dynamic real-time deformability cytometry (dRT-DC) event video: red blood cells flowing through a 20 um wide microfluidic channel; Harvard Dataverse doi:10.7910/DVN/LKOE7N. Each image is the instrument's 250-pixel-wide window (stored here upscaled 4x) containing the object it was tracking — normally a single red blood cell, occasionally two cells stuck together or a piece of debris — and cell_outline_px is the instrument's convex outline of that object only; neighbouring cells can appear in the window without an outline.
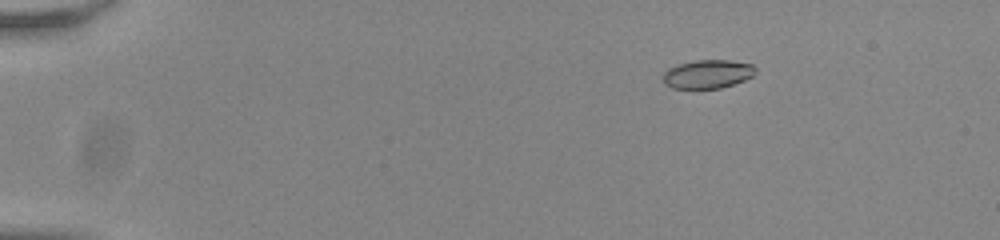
{"species": "common noctule bat (a hibernating species)", "species_latin": "Nyctalus noctula", "temperature_condition": "room temperature", "stored_images_in_passage": 47, "camera_frame_rate_fps": 3000, "um_per_image_px": 0.085, "animal": {"sex": "male", "body_mass_g": 20.0, "forearm_length_mm": 53.3}, "frame": {"image": 1, "passage_image": 1, "time_ms": 0.0, "image_size_px": [1000, 240], "cell_outline_px": [[756, 72], [752, 76], [744, 80], [720, 88], [672, 88], [664, 84], [664, 72], [668, 68], [680, 64], [696, 60], [728, 60], [752, 64], [756, 68]], "centroid_in_image_um": [60.16, 6.29], "position_along_channel_um": 24.8, "area_um2": 15.26}}
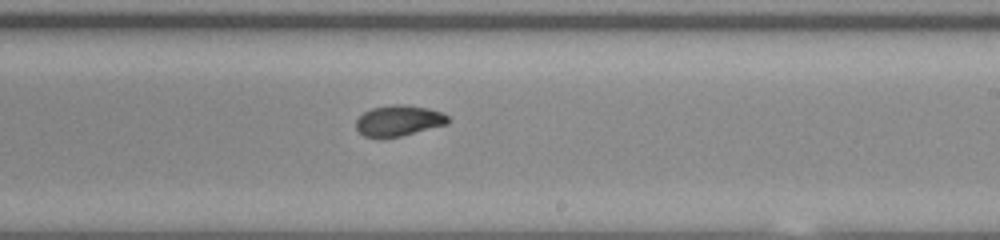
{"frame": {"image": 2, "passage_image": 27, "time_ms": 8.667, "image_size_px": [1000, 240], "cell_outline_px": [[452, 120], [448, 124], [400, 136], [380, 140], [364, 136], [356, 128], [356, 120], [364, 112], [372, 108], [392, 104], [408, 104], [428, 108], [440, 112], [448, 116]], "centroid_in_image_um": [33.89, 10.27], "position_along_channel_um": 255.1, "area_um2": 16.88}}
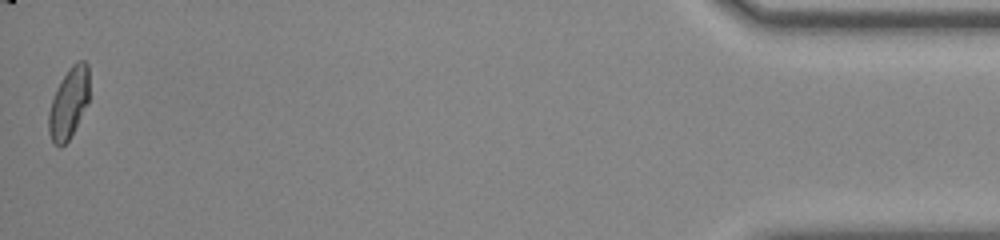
{"frame": {"image": 3, "passage_image": 47, "time_ms": 15.333, "image_size_px": [1000, 240], "cell_outline_px": [[88, 104], [68, 140], [60, 148], [52, 144], [48, 132], [48, 112], [52, 100], [68, 68], [76, 60], [84, 60], [88, 64]], "centroid_in_image_um": [5.83, 8.79], "position_along_channel_um": 429.4, "area_um2": 16.65}, "authors_computed_cell_mechanics": {"area_um2": 16.6464, "velocity_mm_per_s": 3.8313, "shape_relaxation_time_tau1_ms": 6.9002, "shape_relaxation_time_tau2_ms": 1.0906, "deformation_change_tau1": 0.2208, "deformation_change_tau2": 0.0513}}